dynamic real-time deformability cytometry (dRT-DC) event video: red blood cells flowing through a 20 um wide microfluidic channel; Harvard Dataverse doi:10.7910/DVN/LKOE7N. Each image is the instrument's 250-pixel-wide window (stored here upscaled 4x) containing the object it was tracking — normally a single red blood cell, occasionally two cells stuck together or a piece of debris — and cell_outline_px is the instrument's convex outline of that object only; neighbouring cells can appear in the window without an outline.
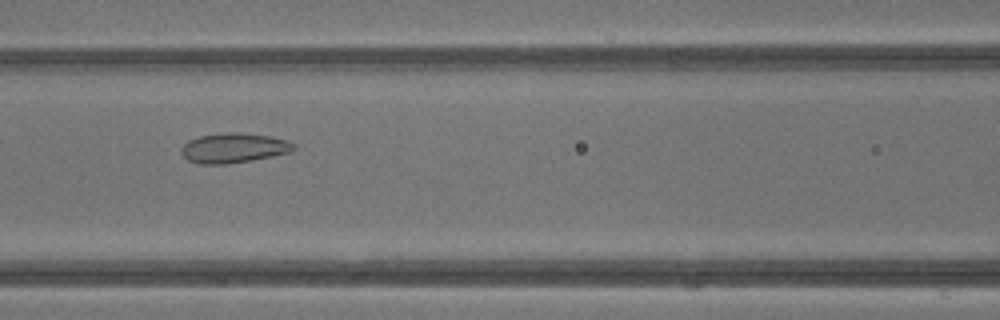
{"species": "common noctule bat (a hibernating species)", "species_latin": "Nyctalus noctula", "temperature_condition": "warm", "stored_images_in_passage": 42, "camera_frame_rate_fps": 3000, "um_per_image_px": 0.085, "animal": {"sex": "male", "body_mass_g": 13.3}, "frame": {"image": 1, "passage_image": 19, "time_ms": 6.0, "image_size_px": [1000, 320], "cell_outline_px": [[296, 148], [292, 152], [252, 160], [228, 164], [200, 164], [188, 160], [180, 152], [180, 148], [188, 140], [200, 136], [228, 132], [236, 132], [268, 136], [288, 140], [296, 144]], "centroid_in_image_um": [19.88, 12.58], "position_along_channel_um": 146.7, "area_um2": 19.59}}
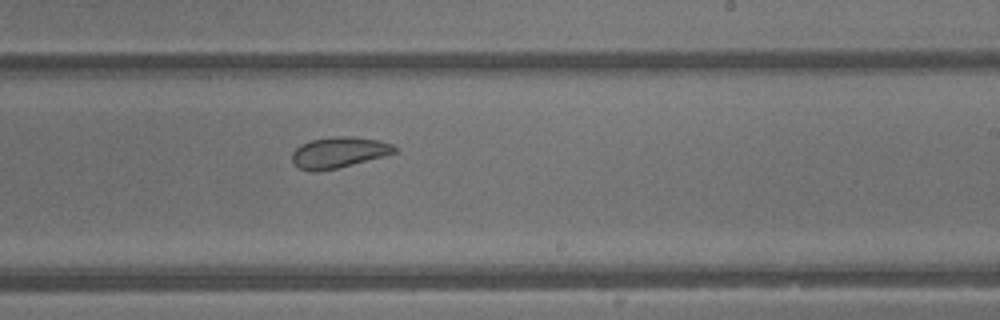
{"frame": {"image": 2, "passage_image": 26, "time_ms": 8.333, "image_size_px": [1000, 320], "cell_outline_px": [[400, 152], [336, 168], [316, 172], [308, 172], [296, 168], [292, 164], [292, 152], [300, 144], [312, 140], [332, 136], [356, 136], [380, 140], [392, 144]], "centroid_in_image_um": [28.77, 12.96], "position_along_channel_um": 260.2, "area_um2": 18.84}}
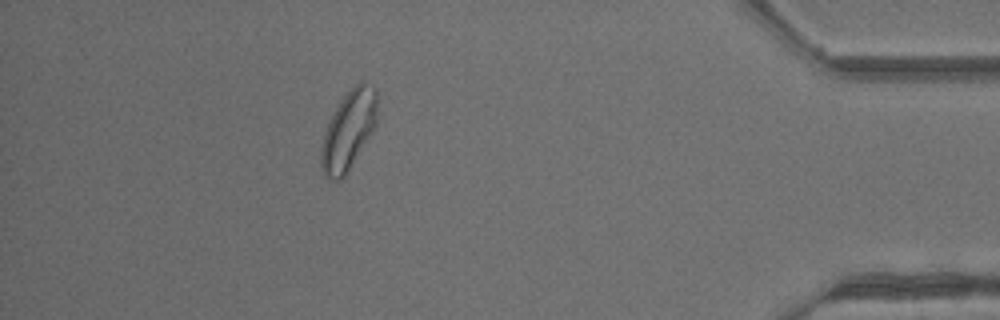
{"frame": {"image": 3, "passage_image": 38, "time_ms": 12.333, "image_size_px": [1000, 320], "cell_outline_px": [[380, 100], [376, 124], [372, 132], [348, 172], [340, 180], [328, 180], [324, 176], [320, 164], [320, 152], [324, 132], [328, 120], [340, 100], [360, 80], [364, 80], [376, 88]], "centroid_in_image_um": [29.65, 11.05], "position_along_channel_um": 405.6, "area_um2": 26.53}, "authors_computed_cell_mechanics": {"area_um2": 23.9292, "velocity_mm_per_s": 4.8713, "shape_relaxation_time_tau1_ms": null, "shape_relaxation_time_tau2_ms": 1.7231, "deformation_change_tau1": null, "deformation_change_tau2": 0.0773}}